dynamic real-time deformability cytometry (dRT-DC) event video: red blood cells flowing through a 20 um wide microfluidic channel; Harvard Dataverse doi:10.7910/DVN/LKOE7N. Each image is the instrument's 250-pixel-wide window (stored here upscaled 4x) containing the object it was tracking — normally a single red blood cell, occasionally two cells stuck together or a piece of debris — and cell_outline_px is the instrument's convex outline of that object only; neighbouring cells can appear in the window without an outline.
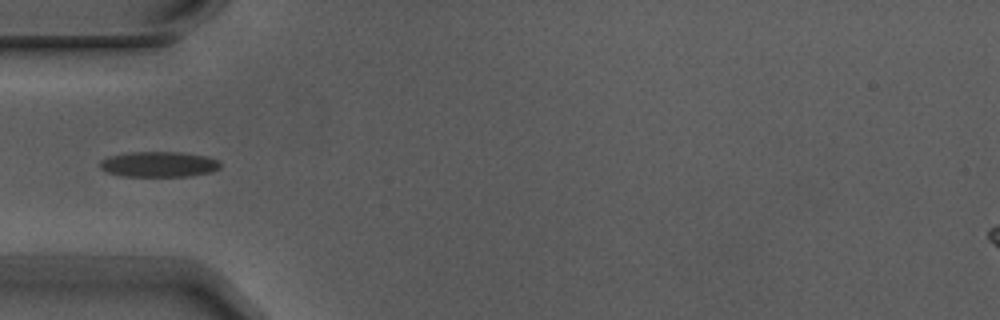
{"species": "Egyptian fruit bat (a non-hibernating species)", "species_latin": "Rousettus aegyptiacus", "temperature_condition": "warm", "stored_images_in_passage": 7, "segment_of_instrument_passage": [2, 2], "camera_frame_rate_fps": 3000, "um_per_image_px": 0.085, "animal": {"sex": "male"}, "frame": {"image": 1, "passage_image": 5, "time_ms": 1.333, "image_size_px": [1000, 320], "cell_outline_px": [[220, 168], [212, 172], [188, 176], [120, 176], [108, 172], [100, 168], [100, 160], [108, 156], [132, 152], [180, 152], [204, 156], [216, 160], [220, 164]], "centroid_in_image_um": [13.47, 13.97], "position_along_channel_um": 71.5, "area_um2": 17.74}}
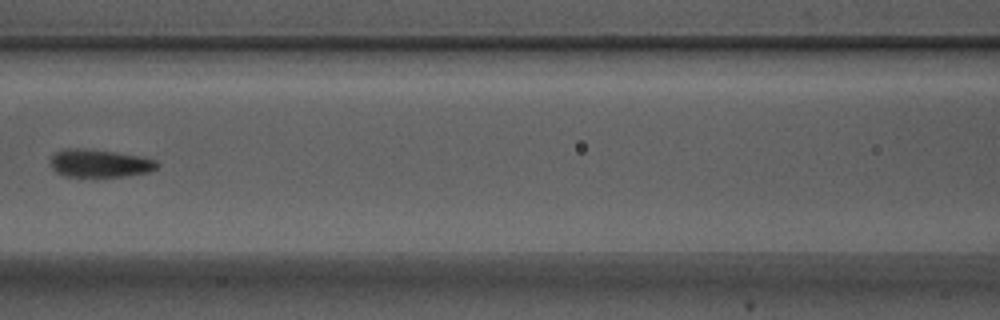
{"frame": {"image": 2, "passage_image": 7, "time_ms": 2.0, "image_size_px": [1000, 320], "cell_outline_px": [[160, 164], [156, 168], [148, 172], [124, 176], [64, 176], [56, 172], [52, 168], [52, 156], [56, 152], [64, 148], [88, 148], [116, 152], [140, 156], [156, 160]], "centroid_in_image_um": [8.48, 13.86], "position_along_channel_um": 158.1, "area_um2": 17.28}}